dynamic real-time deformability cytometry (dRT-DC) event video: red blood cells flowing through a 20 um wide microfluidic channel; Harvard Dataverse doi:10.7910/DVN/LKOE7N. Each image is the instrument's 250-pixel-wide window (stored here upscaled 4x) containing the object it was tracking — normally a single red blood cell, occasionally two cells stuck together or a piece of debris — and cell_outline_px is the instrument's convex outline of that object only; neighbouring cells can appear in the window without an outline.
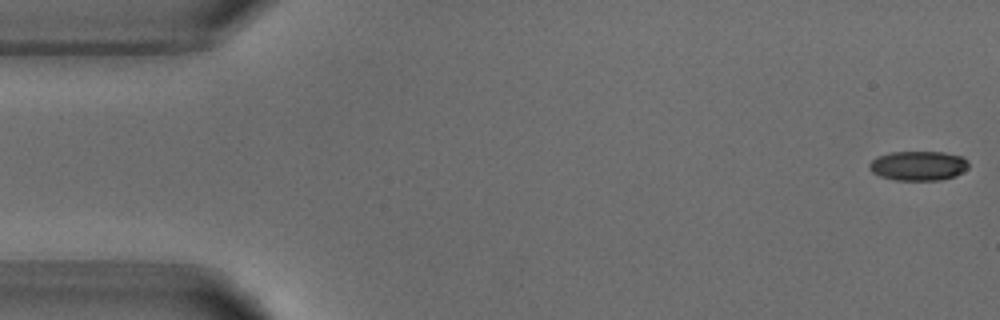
{"species": "common noctule bat (a hibernating species)", "species_latin": "Nyctalus noctula", "temperature_condition": "warm", "stored_images_in_passage": 52, "camera_frame_rate_fps": 3000, "um_per_image_px": 0.085, "animal": {"sex": "male", "body_mass_g": 18.8}, "frame": {"image": 1, "passage_image": 1, "time_ms": 0.0, "image_size_px": [1000, 320], "cell_outline_px": [[968, 168], [956, 176], [940, 180], [896, 180], [880, 176], [872, 172], [868, 168], [868, 164], [876, 156], [892, 152], [944, 152], [964, 156], [968, 160]], "centroid_in_image_um": [78.07, 14.08], "position_along_channel_um": 6.9, "area_um2": 17.28}}
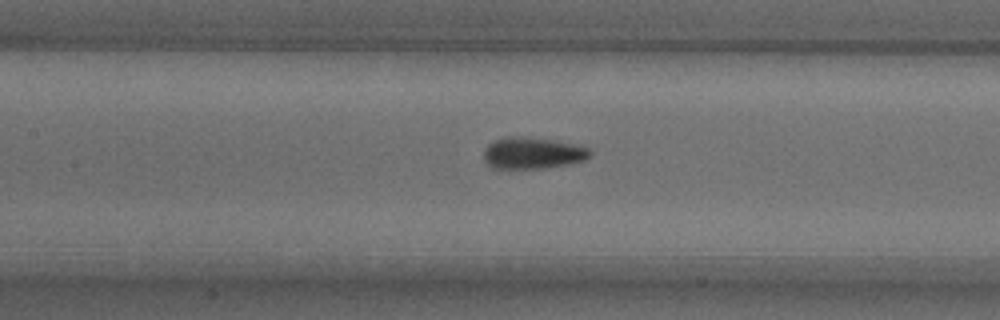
{"frame": {"image": 2, "passage_image": 23, "time_ms": 7.333, "image_size_px": [1000, 320], "cell_outline_px": [[592, 156], [584, 160], [568, 164], [544, 168], [492, 168], [484, 160], [484, 148], [488, 144], [496, 140], [552, 140], [584, 144], [592, 152]], "centroid_in_image_um": [45.38, 13.06], "position_along_channel_um": 162.0, "area_um2": 18.79}}
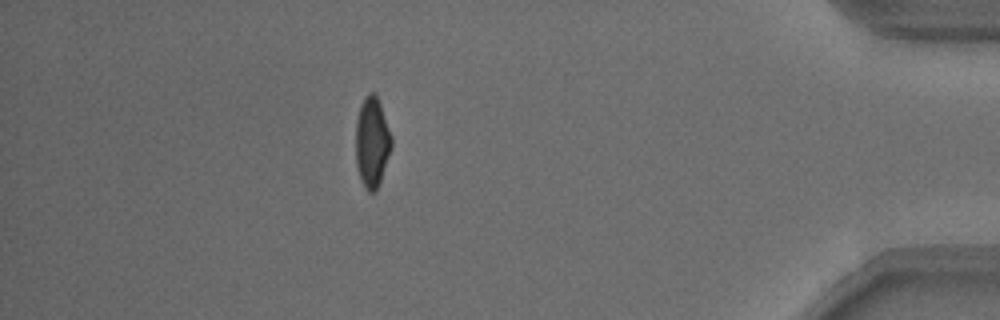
{"frame": {"image": 3, "passage_image": 46, "time_ms": 15.0, "image_size_px": [1000, 320], "cell_outline_px": [[392, 148], [380, 184], [372, 192], [368, 192], [364, 188], [360, 180], [356, 164], [356, 120], [360, 104], [364, 96], [368, 92], [372, 92], [376, 96], [380, 104], [392, 136]], "centroid_in_image_um": [31.62, 12.1], "position_along_channel_um": 403.6, "area_um2": 19.07}, "authors_computed_cell_mechanics": {"area_um2": 18.9873, "velocity_mm_per_s": 3.8136, "shape_relaxation_time_tau1_ms": 6.6517, "shape_relaxation_time_tau2_ms": 1.3279, "deformation_change_tau1": 0.179, "deformation_change_tau2": 0.0758}}